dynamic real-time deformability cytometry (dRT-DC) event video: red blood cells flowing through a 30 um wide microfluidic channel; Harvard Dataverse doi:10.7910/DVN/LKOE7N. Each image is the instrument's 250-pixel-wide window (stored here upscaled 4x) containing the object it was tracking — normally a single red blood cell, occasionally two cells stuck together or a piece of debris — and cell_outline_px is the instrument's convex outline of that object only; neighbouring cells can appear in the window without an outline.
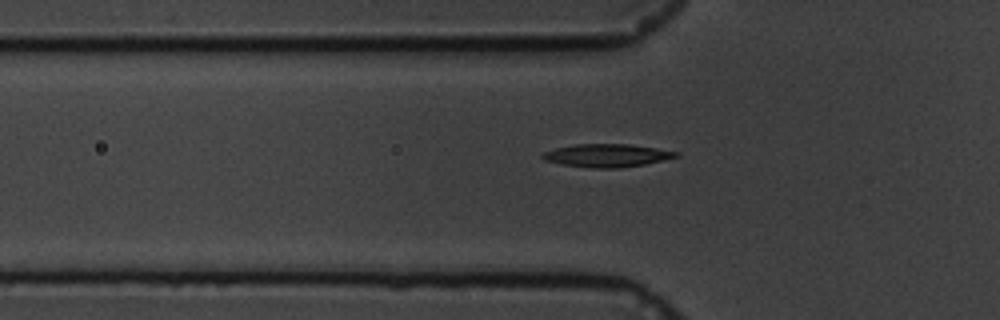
{"species": "common noctule bat (a hibernating species)", "species_latin": "Nyctalus noctula", "temperature_condition": "cold", "stored_images_in_passage": 41, "camera_frame_rate_fps": 3000, "um_per_image_px": 0.085, "animal": {"sex": "male", "body_mass_g": 19.5, "forearm_length_mm": 54.6}, "frame": {"image": 1, "passage_image": 4, "time_ms": 1.0, "image_size_px": [1000, 320], "cell_outline_px": [[680, 156], [644, 164], [620, 168], [592, 168], [560, 164], [544, 160], [540, 156], [544, 152], [556, 148], [576, 144], [628, 144], [656, 148], [680, 152]], "centroid_in_image_um": [51.58, 13.21], "position_along_channel_um": 74.2, "area_um2": 17.86}}
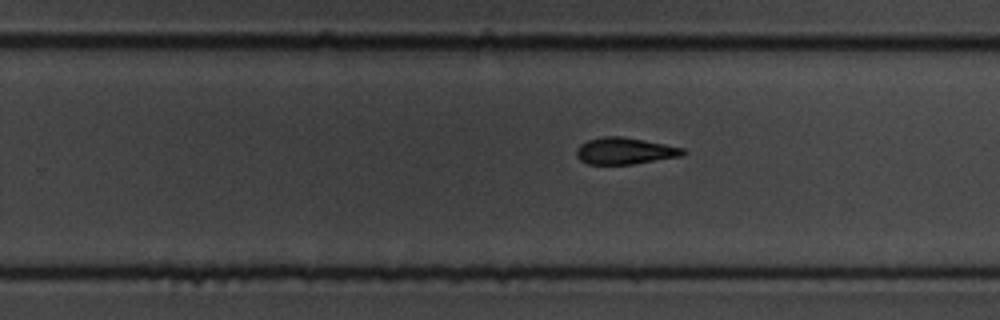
{"frame": {"image": 2, "passage_image": 22, "time_ms": 7.0, "image_size_px": [1000, 320], "cell_outline_px": [[684, 152], [680, 156], [632, 164], [588, 164], [580, 160], [576, 156], [576, 148], [580, 144], [588, 140], [604, 136], [620, 136], [644, 140], [684, 148]], "centroid_in_image_um": [53.05, 12.82], "position_along_channel_um": 276.8, "area_um2": 16.36}}
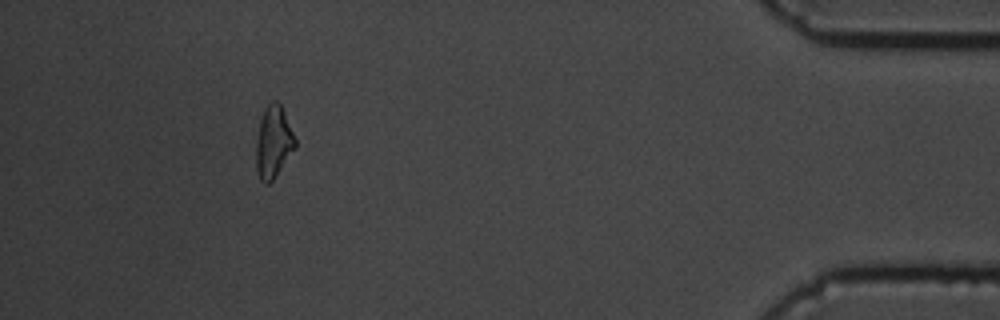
{"frame": {"image": 3, "passage_image": 39, "time_ms": 12.667, "image_size_px": [1000, 320], "cell_outline_px": [[296, 148], [276, 176], [268, 184], [264, 184], [260, 180], [256, 168], [256, 140], [260, 120], [264, 108], [272, 100], [276, 100], [280, 104], [284, 112], [296, 140]], "centroid_in_image_um": [23.23, 12.09], "position_along_channel_um": 412.0, "area_um2": 16.47}}